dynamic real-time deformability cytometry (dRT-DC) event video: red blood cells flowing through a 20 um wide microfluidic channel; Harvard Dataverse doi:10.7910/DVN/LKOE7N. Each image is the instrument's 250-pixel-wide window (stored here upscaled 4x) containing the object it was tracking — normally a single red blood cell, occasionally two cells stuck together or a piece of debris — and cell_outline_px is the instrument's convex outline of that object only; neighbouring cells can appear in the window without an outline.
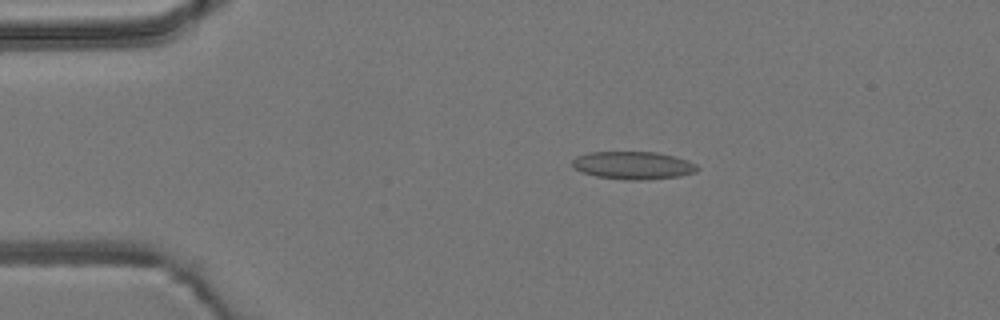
{"species": "common noctule bat (a hibernating species)", "species_latin": "Nyctalus noctula", "temperature_condition": "room temperature", "stored_images_in_passage": 6, "camera_frame_rate_fps": 3000, "um_per_image_px": 0.085, "animal": {"sex": "male", "body_mass_g": 19.2, "forearm_length_mm": 51.8}, "frame": {"image": 1, "passage_image": 2, "time_ms": 2.0, "image_size_px": [1000, 320], "cell_outline_px": [[700, 168], [696, 172], [680, 176], [648, 180], [628, 180], [596, 176], [580, 172], [572, 164], [572, 160], [576, 156], [588, 152], [656, 152], [676, 156], [688, 160], [696, 164]], "centroid_in_image_um": [53.85, 14.05], "position_along_channel_um": 31.2, "area_um2": 20.46}}
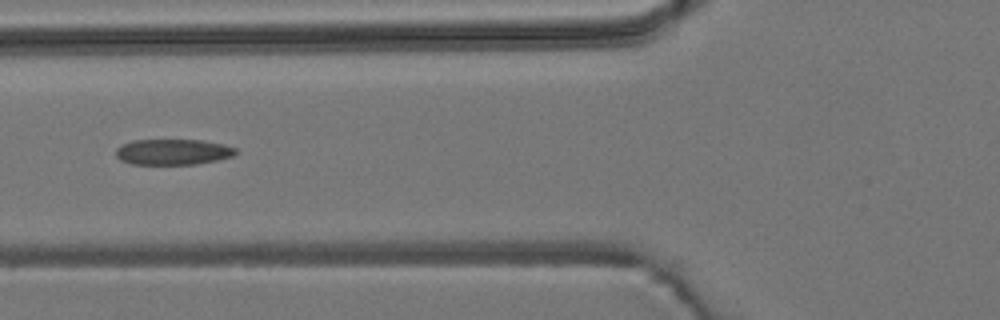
{"frame": {"image": 2, "passage_image": 5, "time_ms": 5.333, "image_size_px": [1000, 320], "cell_outline_px": [[236, 152], [232, 156], [216, 160], [196, 164], [132, 164], [120, 160], [116, 156], [116, 148], [120, 144], [132, 140], [204, 140], [224, 144], [236, 148]], "centroid_in_image_um": [14.67, 12.9], "position_along_channel_um": 111.1, "area_um2": 18.03}}
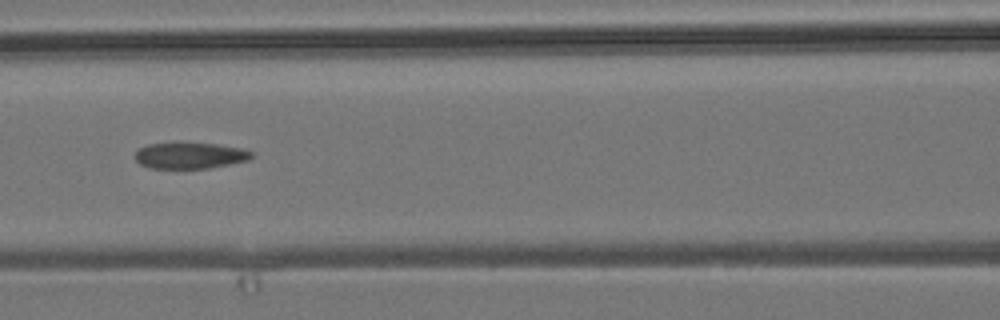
{"frame": {"image": 3, "passage_image": 6, "time_ms": 6.333, "image_size_px": [1000, 320], "cell_outline_px": [[252, 156], [248, 160], [208, 168], [152, 168], [140, 164], [136, 160], [136, 152], [140, 148], [148, 144], [216, 144], [244, 148], [252, 152]], "centroid_in_image_um": [16.17, 13.23], "position_along_channel_um": 150.4, "area_um2": 17.28}}